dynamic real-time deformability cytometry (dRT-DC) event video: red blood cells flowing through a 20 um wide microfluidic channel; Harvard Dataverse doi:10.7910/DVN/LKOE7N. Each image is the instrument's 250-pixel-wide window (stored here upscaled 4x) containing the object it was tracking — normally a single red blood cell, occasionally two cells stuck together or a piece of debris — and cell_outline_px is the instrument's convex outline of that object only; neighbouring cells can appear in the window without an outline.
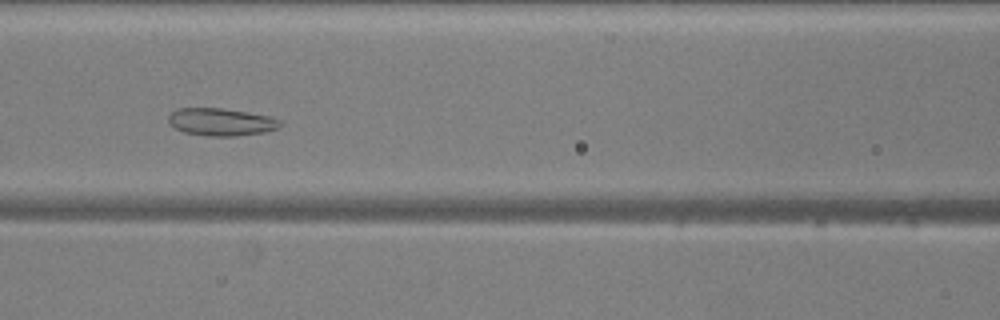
{"species": "common noctule bat (a hibernating species)", "species_latin": "Nyctalus noctula", "temperature_condition": "warm", "stored_images_in_passage": 52, "camera_frame_rate_fps": 3000, "um_per_image_px": 0.085, "animal": {"sex": "male", "body_mass_g": 20.5, "forearm_length_mm": 52.5}, "frame": {"image": 1, "passage_image": 23, "time_ms": 7.333, "image_size_px": [1000, 320], "cell_outline_px": [[284, 124], [280, 128], [264, 132], [236, 136], [208, 136], [184, 132], [168, 124], [168, 116], [172, 112], [180, 108], [220, 108], [248, 112], [268, 116], [280, 120]], "centroid_in_image_um": [18.81, 10.37], "position_along_channel_um": 147.8, "area_um2": 17.98}}
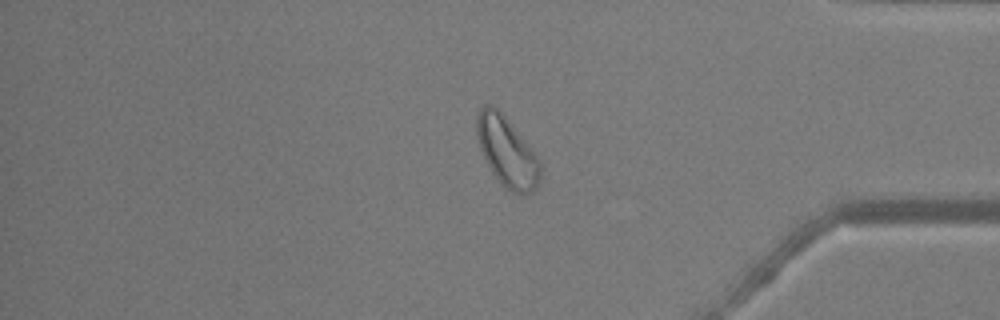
{"frame": {"image": 2, "passage_image": 44, "time_ms": 14.333, "image_size_px": [1000, 320], "cell_outline_px": [[540, 184], [532, 192], [524, 196], [520, 196], [504, 188], [492, 172], [480, 148], [476, 136], [476, 116], [480, 108], [484, 104], [492, 104], [508, 120], [540, 160]], "centroid_in_image_um": [43.09, 12.94], "position_along_channel_um": 392.1, "area_um2": 25.89}}
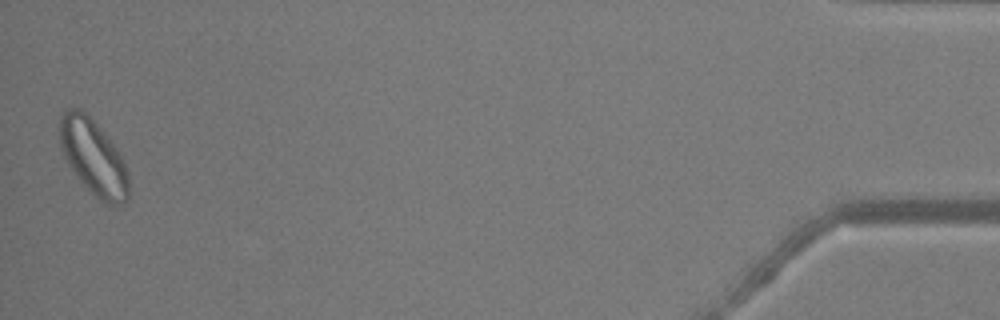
{"frame": {"image": 3, "passage_image": 52, "time_ms": 17.0, "image_size_px": [1000, 320], "cell_outline_px": [[128, 200], [120, 204], [108, 204], [100, 200], [76, 176], [68, 164], [60, 148], [60, 116], [68, 108], [80, 108], [96, 124], [116, 148], [124, 160], [128, 172]], "centroid_in_image_um": [7.93, 13.37], "position_along_channel_um": 427.3, "area_um2": 29.88}, "authors_computed_cell_mechanics": {"area_um2": 24.3049, "velocity_mm_per_s": 3.8496, "shape_relaxation_time_tau1_ms": null, "shape_relaxation_time_tau2_ms": 3.9174, "deformation_change_tau1": null, "deformation_change_tau2": 0.0765}}